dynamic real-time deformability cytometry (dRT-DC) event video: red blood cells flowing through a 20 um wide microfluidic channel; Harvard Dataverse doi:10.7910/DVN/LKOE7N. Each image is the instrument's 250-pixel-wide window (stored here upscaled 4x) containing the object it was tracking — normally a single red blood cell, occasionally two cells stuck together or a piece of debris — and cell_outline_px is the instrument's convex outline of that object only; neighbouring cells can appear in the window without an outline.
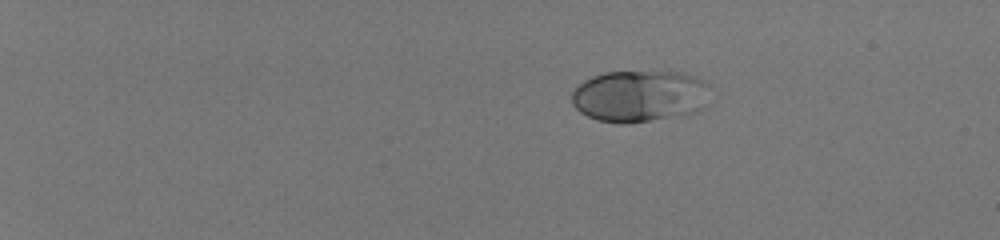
{"species": "human", "species_latin": "Homo sapiens", "temperature_condition": "room temperature", "stored_images_in_passage": 45, "camera_frame_rate_fps": 3000, "um_per_image_px": 0.085, "donor": {"sex": "male"}, "frame": {"image": 1, "passage_image": 1, "time_ms": 0.0, "image_size_px": [1000, 240], "cell_outline_px": [[712, 88], [708, 104], [700, 112], [684, 116], [624, 124], [620, 124], [596, 120], [580, 112], [572, 104], [572, 92], [584, 80], [592, 76], [604, 72], [680, 72], [696, 76], [708, 80], [712, 84]], "centroid_in_image_um": [54.49, 8.18], "position_along_channel_um": 30.5, "area_um2": 43.0}}
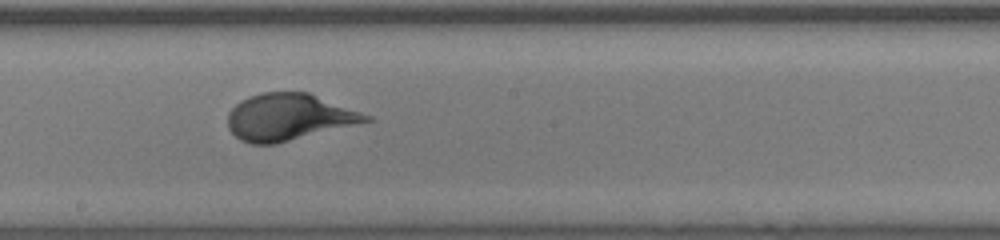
{"frame": {"image": 2, "passage_image": 26, "time_ms": 8.333, "image_size_px": [1000, 240], "cell_outline_px": [[376, 120], [276, 144], [252, 144], [240, 140], [228, 128], [228, 112], [240, 100], [248, 96], [264, 92], [308, 92], [372, 116]], "centroid_in_image_um": [24.56, 9.96], "position_along_channel_um": 223.6, "area_um2": 37.8}}
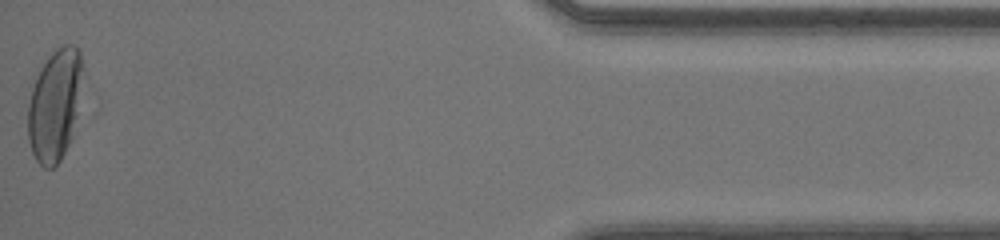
{"frame": {"image": 3, "passage_image": 45, "time_ms": 14.667, "image_size_px": [1000, 240], "cell_outline_px": [[84, 72], [80, 116], [72, 136], [60, 160], [52, 168], [44, 168], [36, 160], [32, 152], [28, 140], [28, 104], [32, 88], [44, 64], [52, 52], [56, 48], [64, 44], [72, 44], [80, 52], [84, 68]], "centroid_in_image_um": [4.72, 8.92], "position_along_channel_um": 430.5, "area_um2": 36.36}}